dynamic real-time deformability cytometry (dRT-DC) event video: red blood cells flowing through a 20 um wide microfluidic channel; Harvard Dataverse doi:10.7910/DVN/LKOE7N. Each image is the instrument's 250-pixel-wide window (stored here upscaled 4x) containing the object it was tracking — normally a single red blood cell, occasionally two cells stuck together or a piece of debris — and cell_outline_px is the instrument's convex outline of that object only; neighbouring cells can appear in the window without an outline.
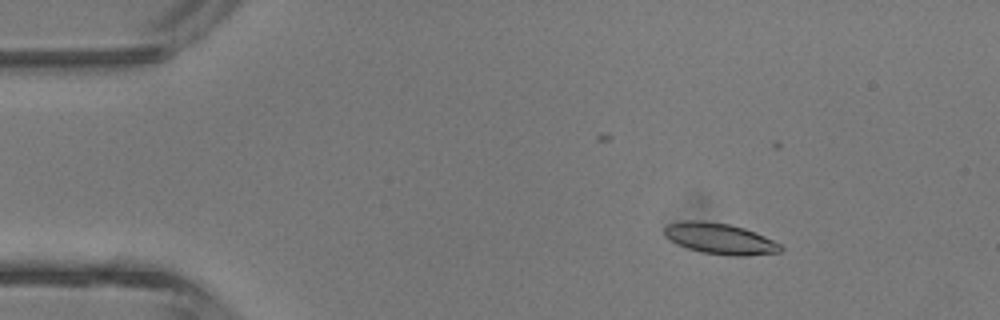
{"species": "common noctule bat (a hibernating species)", "species_latin": "Nyctalus noctula", "temperature_condition": "room temperature", "stored_images_in_passage": 5, "camera_frame_rate_fps": 3000, "um_per_image_px": 0.085, "animal": {"sex": "male", "body_mass_g": 13.3}, "frame": {"image": 1, "passage_image": 2, "time_ms": 1.0, "image_size_px": [1000, 320], "cell_outline_px": [[784, 248], [780, 252], [744, 256], [728, 256], [704, 252], [688, 248], [664, 236], [664, 228], [668, 224], [684, 220], [704, 220], [728, 224], [744, 228], [764, 236], [780, 244]], "centroid_in_image_um": [61.2, 20.28], "position_along_channel_um": 23.8, "area_um2": 20.81}}
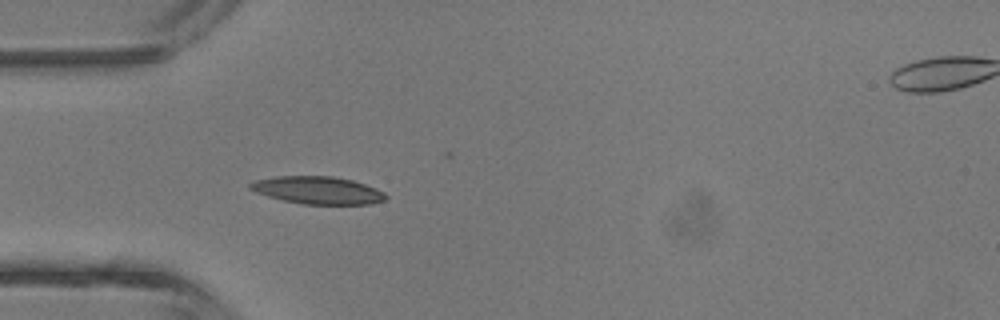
{"frame": {"image": 2, "passage_image": 4, "time_ms": 3.333, "image_size_px": [1000, 320], "cell_outline_px": [[388, 196], [384, 200], [372, 204], [300, 204], [268, 196], [256, 192], [248, 188], [248, 184], [256, 180], [276, 176], [332, 176], [352, 180], [376, 188], [384, 192]], "centroid_in_image_um": [27.01, 16.17], "position_along_channel_um": 58.0, "area_um2": 21.73}}